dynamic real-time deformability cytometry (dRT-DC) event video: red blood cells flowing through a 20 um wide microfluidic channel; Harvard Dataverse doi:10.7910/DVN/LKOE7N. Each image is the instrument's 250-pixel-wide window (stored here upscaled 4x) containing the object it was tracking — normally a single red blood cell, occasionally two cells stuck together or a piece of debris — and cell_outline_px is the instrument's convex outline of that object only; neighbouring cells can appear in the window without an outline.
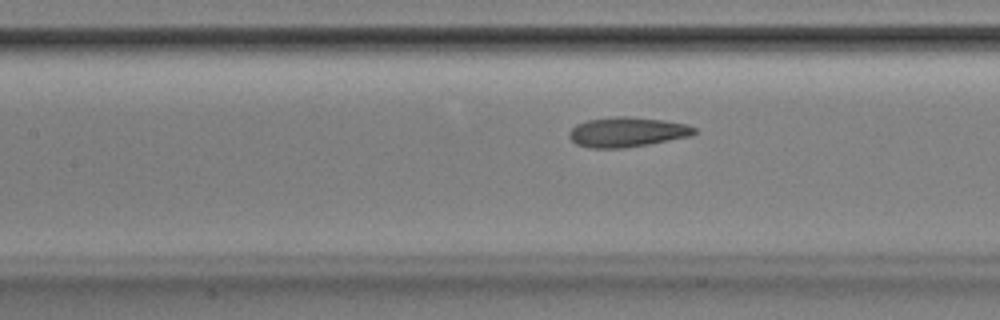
{"species": "Egyptian fruit bat (a non-hibernating species)", "species_latin": "Rousettus aegyptiacus", "temperature_condition": "room temperature", "stored_images_in_passage": 52, "camera_frame_rate_fps": 3000, "um_per_image_px": 0.085, "animal": {"sex": "male"}, "frame": {"image": 1, "passage_image": 23, "time_ms": 7.333, "image_size_px": [1000, 320], "cell_outline_px": [[696, 132], [692, 136], [648, 144], [624, 148], [588, 148], [576, 144], [568, 136], [568, 132], [576, 124], [588, 120], [616, 116], [628, 116], [664, 120], [688, 124], [696, 128]], "centroid_in_image_um": [53.31, 11.22], "position_along_channel_um": 154.1, "area_um2": 21.91}}
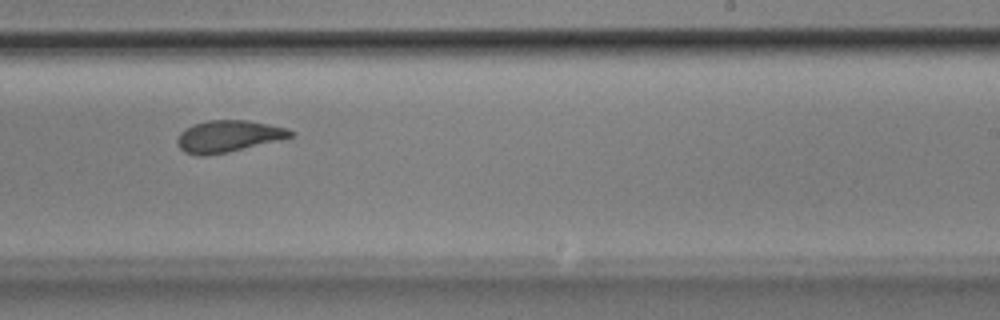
{"frame": {"image": 2, "passage_image": 32, "time_ms": 10.333, "image_size_px": [1000, 320], "cell_outline_px": [[296, 132], [292, 136], [280, 140], [228, 152], [204, 156], [196, 156], [184, 152], [176, 144], [176, 140], [180, 132], [184, 128], [192, 124], [208, 120], [248, 120], [288, 128]], "centroid_in_image_um": [19.37, 11.58], "position_along_channel_um": 269.6, "area_um2": 21.21}}
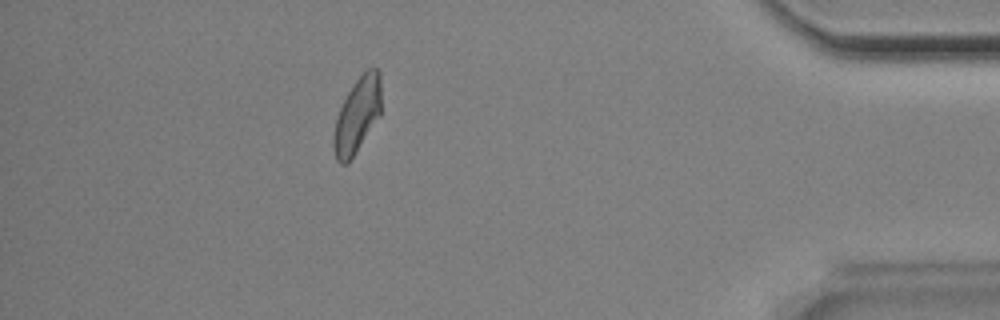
{"frame": {"image": 3, "passage_image": 46, "time_ms": 15.0, "image_size_px": [1000, 320], "cell_outline_px": [[380, 116], [348, 164], [340, 164], [336, 160], [332, 144], [332, 140], [336, 120], [340, 108], [352, 84], [368, 68], [376, 68], [380, 72]], "centroid_in_image_um": [30.35, 9.82], "position_along_channel_um": 404.8, "area_um2": 20.81}, "authors_computed_cell_mechanics": {"area_um2": 21.5883, "velocity_mm_per_s": 3.8723, "shape_relaxation_time_tau1_ms": null, "shape_relaxation_time_tau2_ms": 1.9043, "deformation_change_tau1": null, "deformation_change_tau2": 0.0876}}